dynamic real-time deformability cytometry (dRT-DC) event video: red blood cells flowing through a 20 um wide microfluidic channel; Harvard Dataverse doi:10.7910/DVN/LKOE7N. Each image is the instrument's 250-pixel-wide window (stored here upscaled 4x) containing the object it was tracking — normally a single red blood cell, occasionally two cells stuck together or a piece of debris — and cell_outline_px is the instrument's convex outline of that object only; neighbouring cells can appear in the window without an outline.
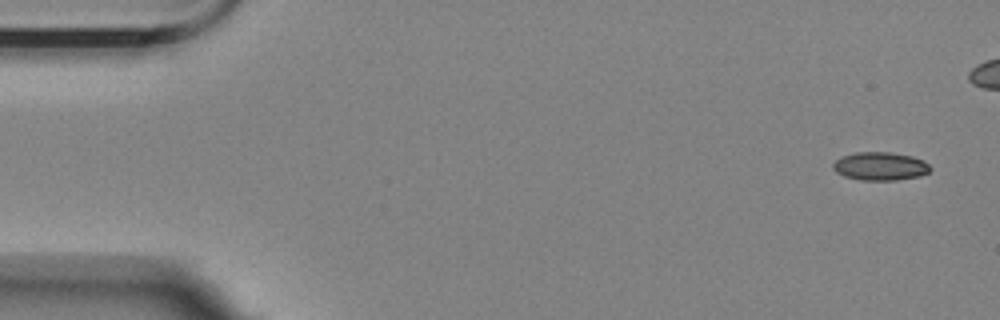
{"species": "Egyptian fruit bat (a non-hibernating species)", "species_latin": "Rousettus aegyptiacus", "temperature_condition": "room temperature", "stored_images_in_passage": 6, "camera_frame_rate_fps": 3000, "um_per_image_px": 0.085, "animal": {"sex": "female"}, "frame": {"image": 1, "passage_image": 1, "time_ms": 0.0, "image_size_px": [1000, 320], "cell_outline_px": [[932, 168], [928, 172], [920, 176], [896, 180], [860, 180], [844, 176], [836, 172], [832, 168], [832, 164], [836, 160], [844, 156], [856, 152], [888, 152], [912, 156], [924, 160]], "centroid_in_image_um": [74.83, 14.13], "position_along_channel_um": 10.2, "area_um2": 16.01}}
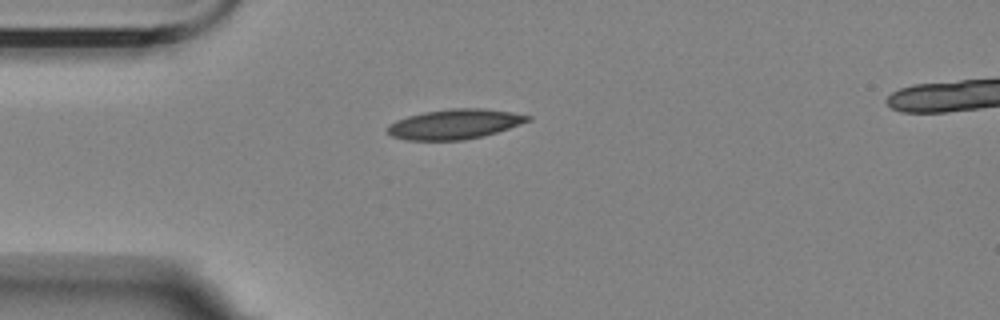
{"frame": {"image": 2, "passage_image": 6, "time_ms": 6.333, "image_size_px": [1000, 320], "cell_outline_px": [[532, 120], [496, 132], [464, 140], [408, 140], [392, 136], [388, 132], [388, 124], [396, 120], [408, 116], [424, 112], [448, 108], [484, 108], [532, 116]], "centroid_in_image_um": [38.63, 10.54], "position_along_channel_um": 46.4, "area_um2": 24.22}}